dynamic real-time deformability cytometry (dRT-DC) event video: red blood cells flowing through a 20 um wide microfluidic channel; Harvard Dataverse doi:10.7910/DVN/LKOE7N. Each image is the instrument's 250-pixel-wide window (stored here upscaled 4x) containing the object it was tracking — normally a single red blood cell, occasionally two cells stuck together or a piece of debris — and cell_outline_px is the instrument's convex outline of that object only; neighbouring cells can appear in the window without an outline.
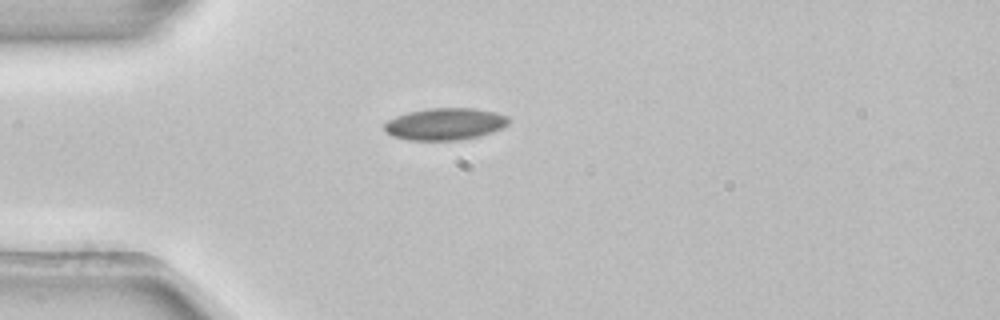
{"species": "common noctule bat (a hibernating species)", "species_latin": "Nyctalus noctula", "temperature_condition": "room temperature", "stored_images_in_passage": 1, "camera_frame_rate_fps": 3000, "um_per_image_px": 0.085, "animal": {"sex": "female", "body_mass_g": 22.7, "forearm_length_mm": 54.2}, "frame": {"image": 1, "passage_image": 1, "time_ms": 0.0, "image_size_px": [1000, 320], "cell_outline_px": [[508, 124], [492, 132], [480, 136], [460, 140], [408, 140], [392, 136], [384, 128], [384, 124], [388, 120], [396, 116], [408, 112], [428, 108], [472, 108], [496, 112], [508, 116]], "centroid_in_image_um": [37.83, 10.54], "position_along_channel_um": 47.2, "area_um2": 23.12}}